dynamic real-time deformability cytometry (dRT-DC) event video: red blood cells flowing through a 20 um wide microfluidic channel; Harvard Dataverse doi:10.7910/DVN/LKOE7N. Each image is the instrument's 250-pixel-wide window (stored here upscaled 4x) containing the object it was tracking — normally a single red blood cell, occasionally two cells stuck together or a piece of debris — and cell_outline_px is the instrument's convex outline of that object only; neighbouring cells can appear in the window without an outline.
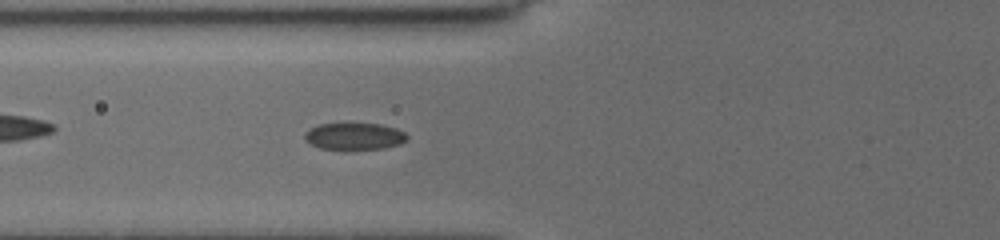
{"species": "common noctule bat (a hibernating species)", "species_latin": "Nyctalus noctula", "temperature_condition": "cold", "stored_images_in_passage": 57, "camera_frame_rate_fps": 3000, "um_per_image_px": 0.085, "animal": {"sex": "female", "body_mass_g": 19.5, "forearm_length_mm": 54.1}, "frame": {"image": 1, "passage_image": 24, "time_ms": 7.667, "image_size_px": [1000, 240], "cell_outline_px": [[408, 140], [400, 144], [384, 148], [320, 148], [304, 140], [304, 136], [312, 128], [320, 124], [380, 124], [396, 128], [404, 132], [408, 136]], "centroid_in_image_um": [30.18, 11.57], "position_along_channel_um": 95.6, "area_um2": 15.55}}
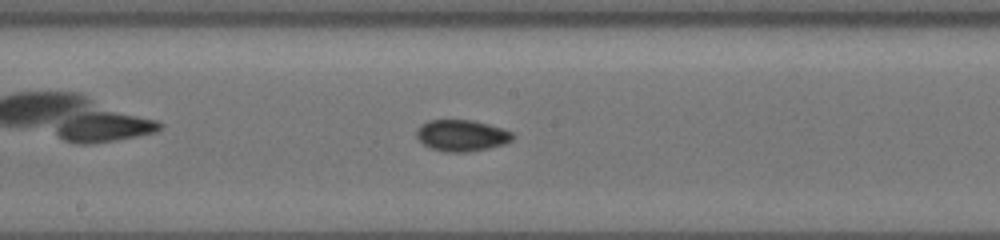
{"frame": {"image": 2, "passage_image": 33, "time_ms": 10.667, "image_size_px": [1000, 240], "cell_outline_px": [[512, 140], [504, 144], [488, 148], [468, 152], [444, 152], [432, 148], [424, 144], [416, 136], [416, 128], [420, 124], [428, 120], [472, 120], [488, 124], [512, 132]], "centroid_in_image_um": [39.2, 11.51], "position_along_channel_um": 209.0, "area_um2": 17.51}}
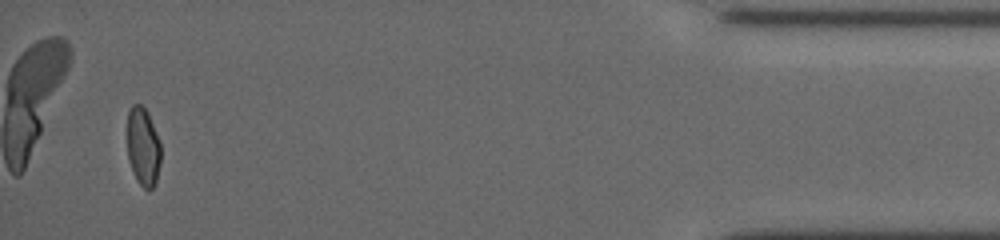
{"frame": {"image": 3, "passage_image": 55, "time_ms": 18.0, "image_size_px": [1000, 240], "cell_outline_px": [[160, 164], [156, 184], [148, 192], [140, 184], [132, 172], [128, 160], [128, 108], [132, 104], [140, 104], [148, 112], [160, 144]], "centroid_in_image_um": [12.16, 12.5], "position_along_channel_um": 423.0, "area_um2": 15.43}, "authors_computed_cell_mechanics": {"area_um2": 16.7042, "velocity_mm_per_s": 3.7606, "shape_relaxation_time_tau1_ms": 5.7664, "shape_relaxation_time_tau2_ms": 1.9007, "deformation_change_tau1": 0.1449, "deformation_change_tau2": 0.0517}}